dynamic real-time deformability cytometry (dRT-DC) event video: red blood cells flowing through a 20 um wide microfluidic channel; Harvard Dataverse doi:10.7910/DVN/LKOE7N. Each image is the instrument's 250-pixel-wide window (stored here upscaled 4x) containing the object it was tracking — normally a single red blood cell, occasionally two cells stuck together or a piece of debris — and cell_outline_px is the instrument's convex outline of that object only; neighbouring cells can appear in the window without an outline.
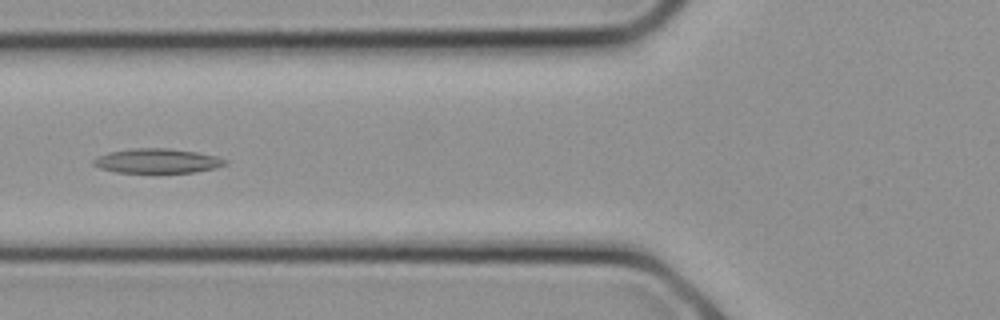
{"species": "common noctule bat (a hibernating species)", "species_latin": "Nyctalus noctula", "temperature_condition": "cold", "stored_images_in_passage": 11, "camera_frame_rate_fps": 3000, "um_per_image_px": 0.085, "animal": {"sex": "female", "body_mass_g": 21.9}, "frame": {"image": 1, "passage_image": 10, "time_ms": 3.0, "image_size_px": [1000, 320], "cell_outline_px": [[228, 164], [216, 168], [192, 172], [116, 172], [100, 168], [92, 164], [92, 160], [96, 156], [108, 152], [132, 148], [168, 148], [196, 152], [216, 156], [228, 160]], "centroid_in_image_um": [13.35, 13.67], "position_along_channel_um": 112.4, "area_um2": 18.84}}